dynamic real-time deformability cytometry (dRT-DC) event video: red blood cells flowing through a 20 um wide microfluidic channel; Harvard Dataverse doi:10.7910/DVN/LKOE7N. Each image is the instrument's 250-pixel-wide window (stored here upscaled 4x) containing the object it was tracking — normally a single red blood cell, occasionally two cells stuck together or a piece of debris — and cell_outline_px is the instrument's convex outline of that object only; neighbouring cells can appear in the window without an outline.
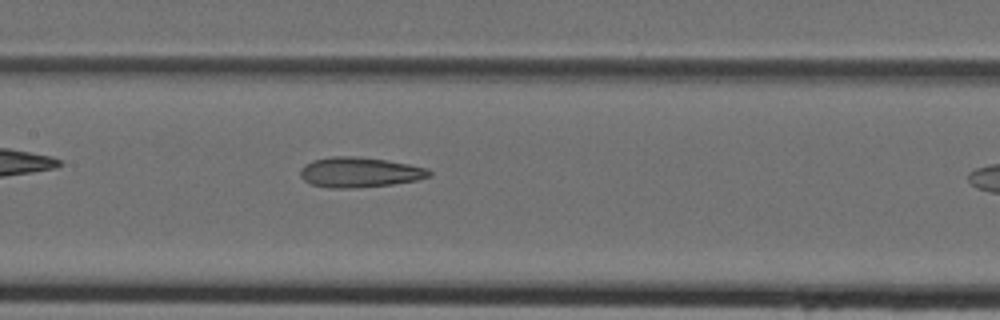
{"species": "Egyptian fruit bat (a non-hibernating species)", "species_latin": "Rousettus aegyptiacus", "temperature_condition": "cold", "stored_images_in_passage": 9, "camera_frame_rate_fps": 3000, "um_per_image_px": 0.085, "animal": {"sex": "female"}, "frame": {"image": 1, "passage_image": 8, "time_ms": 2.333, "image_size_px": [1000, 320], "cell_outline_px": [[432, 176], [416, 180], [392, 184], [352, 188], [332, 188], [312, 184], [304, 180], [300, 176], [300, 168], [304, 164], [312, 160], [332, 156], [352, 156], [384, 160], [408, 164], [428, 168], [432, 172]], "centroid_in_image_um": [30.55, 14.64], "position_along_channel_um": 176.9, "area_um2": 22.54}}